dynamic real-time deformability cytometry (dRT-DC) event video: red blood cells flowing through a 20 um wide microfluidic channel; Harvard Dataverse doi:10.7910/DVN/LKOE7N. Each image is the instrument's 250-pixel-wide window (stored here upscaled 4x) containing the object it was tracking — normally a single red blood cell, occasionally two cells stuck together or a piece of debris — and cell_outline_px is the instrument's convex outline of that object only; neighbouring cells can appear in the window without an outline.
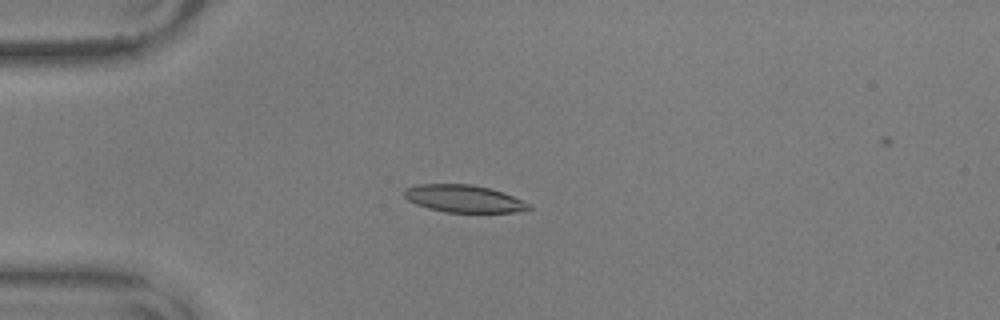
{"species": "common noctule bat (a hibernating species)", "species_latin": "Nyctalus noctula", "temperature_condition": "warm", "stored_images_in_passage": 56, "camera_frame_rate_fps": 3000, "um_per_image_px": 0.085, "animal": {"sex": "male", "body_mass_g": 17.9, "forearm_length_mm": 54.2}, "frame": {"image": 1, "passage_image": 15, "time_ms": 4.667, "image_size_px": [1000, 320], "cell_outline_px": [[532, 208], [516, 212], [448, 212], [428, 208], [416, 204], [408, 200], [404, 196], [404, 188], [416, 184], [472, 184], [504, 192], [532, 204]], "centroid_in_image_um": [39.43, 16.88], "position_along_channel_um": 45.6, "area_um2": 19.94}}
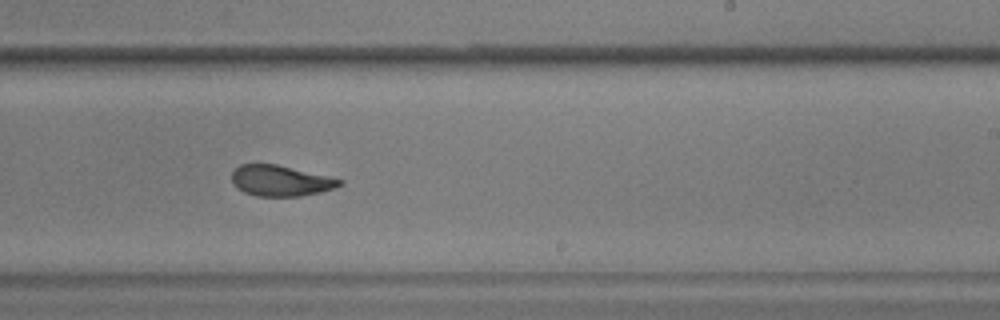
{"frame": {"image": 2, "passage_image": 35, "time_ms": 11.333, "image_size_px": [1000, 320], "cell_outline_px": [[344, 184], [336, 188], [320, 192], [300, 196], [256, 196], [244, 192], [236, 188], [232, 184], [232, 172], [240, 164], [276, 164], [328, 176], [344, 180]], "centroid_in_image_um": [23.85, 15.37], "position_along_channel_um": 265.1, "area_um2": 19.42}}
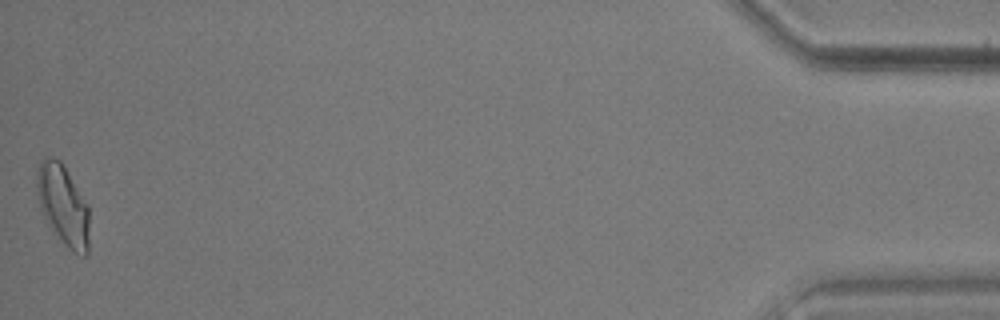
{"frame": {"image": 3, "passage_image": 56, "time_ms": 18.333, "image_size_px": [1000, 320], "cell_outline_px": [[88, 252], [84, 256], [72, 252], [56, 236], [48, 224], [40, 208], [36, 184], [36, 172], [40, 160], [44, 156], [52, 156], [60, 160], [88, 204]], "centroid_in_image_um": [5.34, 17.41], "position_along_channel_um": 429.9, "area_um2": 24.68}, "authors_computed_cell_mechanics": {"area_um2": 20.3745, "velocity_mm_per_s": 3.6126, "shape_relaxation_time_tau1_ms": 8.5502, "shape_relaxation_time_tau2_ms": 1.9928, "deformation_change_tau1": 0.2171, "deformation_change_tau2": 0.0856}}